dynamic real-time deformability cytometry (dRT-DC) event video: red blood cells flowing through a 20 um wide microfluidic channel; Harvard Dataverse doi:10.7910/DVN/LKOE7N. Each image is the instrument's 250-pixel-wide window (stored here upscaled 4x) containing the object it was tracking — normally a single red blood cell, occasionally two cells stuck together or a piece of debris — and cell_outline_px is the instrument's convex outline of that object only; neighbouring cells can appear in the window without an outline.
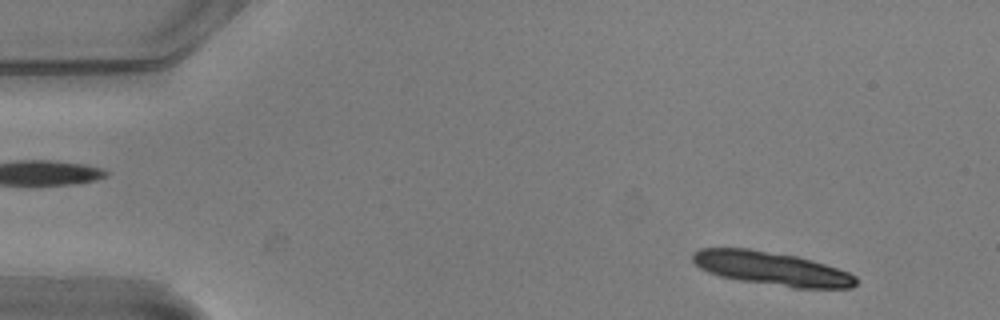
{"species": "common noctule bat (a hibernating species)", "species_latin": "Nyctalus noctula", "temperature_condition": "warm", "stored_images_in_passage": 13, "camera_frame_rate_fps": 3000, "um_per_image_px": 0.085, "animal": {"sex": "male", "body_mass_g": 20.5, "forearm_length_mm": 52.5}, "frame": {"image": 1, "passage_image": 2, "time_ms": 0.333, "image_size_px": [1000, 320], "cell_outline_px": [[856, 284], [852, 288], [792, 288], [740, 280], [720, 276], [708, 272], [700, 268], [692, 260], [692, 252], [700, 248], [748, 248], [796, 256], [824, 264], [848, 272], [856, 276]], "centroid_in_image_um": [65.56, 22.83], "position_along_channel_um": 19.4, "area_um2": 31.85}}